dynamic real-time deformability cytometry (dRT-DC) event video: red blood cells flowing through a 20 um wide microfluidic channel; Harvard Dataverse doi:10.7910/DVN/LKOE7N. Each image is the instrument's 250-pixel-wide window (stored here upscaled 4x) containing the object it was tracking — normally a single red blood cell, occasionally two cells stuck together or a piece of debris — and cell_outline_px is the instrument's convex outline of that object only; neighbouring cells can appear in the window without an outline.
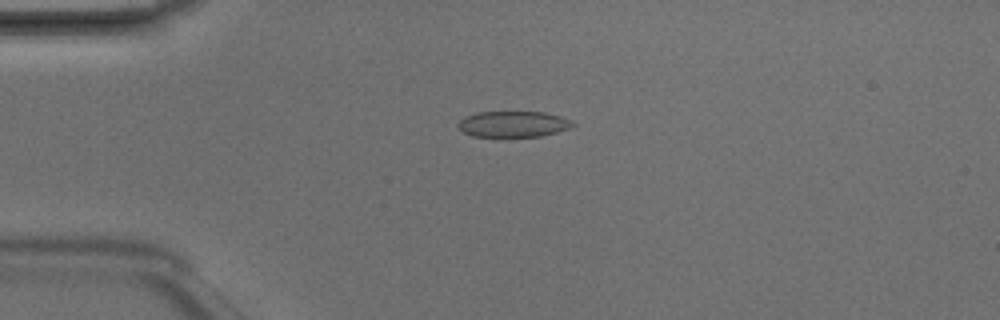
{"species": "Egyptian fruit bat (a non-hibernating species)", "species_latin": "Rousettus aegyptiacus", "temperature_condition": "room temperature", "stored_images_in_passage": 5, "camera_frame_rate_fps": 3000, "um_per_image_px": 0.085, "animal": {"sex": "male"}, "frame": {"image": 1, "passage_image": 5, "time_ms": 1.333, "image_size_px": [1000, 320], "cell_outline_px": [[576, 124], [568, 128], [556, 132], [540, 136], [472, 136], [464, 132], [456, 124], [464, 116], [476, 112], [544, 112], [560, 116], [572, 120]], "centroid_in_image_um": [43.61, 10.53], "position_along_channel_um": 41.4, "area_um2": 17.22}}